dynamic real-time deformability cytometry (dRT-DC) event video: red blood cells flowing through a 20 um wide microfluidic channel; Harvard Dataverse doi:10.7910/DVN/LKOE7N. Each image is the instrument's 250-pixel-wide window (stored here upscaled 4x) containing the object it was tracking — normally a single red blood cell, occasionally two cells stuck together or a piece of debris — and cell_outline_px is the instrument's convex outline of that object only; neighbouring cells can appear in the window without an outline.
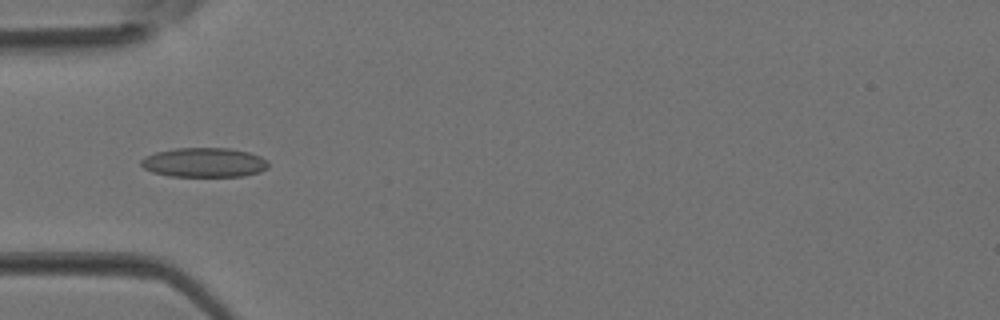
{"species": "Egyptian fruit bat (a non-hibernating species)", "species_latin": "Rousettus aegyptiacus", "temperature_condition": "room temperature", "stored_images_in_passage": 3, "camera_frame_rate_fps": 3000, "um_per_image_px": 0.085, "animal": {"sex": "female"}, "frame": {"image": 1, "passage_image": 2, "time_ms": 0.333, "image_size_px": [1000, 320], "cell_outline_px": [[268, 168], [260, 172], [244, 176], [168, 176], [152, 172], [144, 168], [140, 164], [140, 160], [144, 156], [156, 152], [176, 148], [228, 148], [248, 152], [260, 156], [268, 160]], "centroid_in_image_um": [17.35, 13.81], "position_along_channel_um": 67.7, "area_um2": 21.96}}
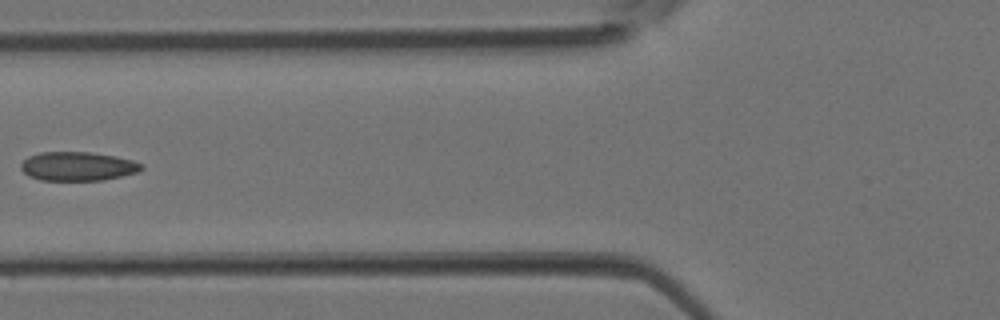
{"frame": {"image": 2, "passage_image": 3, "time_ms": 0.667, "image_size_px": [1000, 320], "cell_outline_px": [[144, 168], [140, 172], [104, 180], [40, 180], [28, 176], [20, 168], [20, 164], [28, 156], [40, 152], [88, 152], [116, 156], [132, 160], [144, 164]], "centroid_in_image_um": [6.63, 14.14], "position_along_channel_um": 119.2, "area_um2": 20.52}}